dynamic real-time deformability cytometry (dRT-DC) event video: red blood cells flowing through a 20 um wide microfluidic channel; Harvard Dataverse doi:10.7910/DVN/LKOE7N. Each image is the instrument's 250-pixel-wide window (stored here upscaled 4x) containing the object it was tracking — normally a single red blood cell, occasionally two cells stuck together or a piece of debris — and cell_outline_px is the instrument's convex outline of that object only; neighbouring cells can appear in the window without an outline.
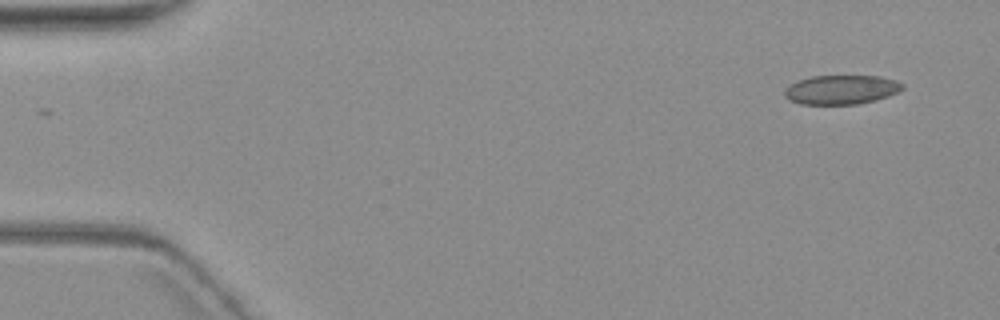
{"species": "common noctule bat (a hibernating species)", "species_latin": "Nyctalus noctula", "temperature_condition": "warm", "stored_images_in_passage": 2, "camera_frame_rate_fps": 3000, "um_per_image_px": 0.085, "animal": {"sex": "female", "body_mass_g": 19.3, "forearm_length_mm": 54.1}, "frame": {"image": 1, "passage_image": 2, "time_ms": 1.333, "image_size_px": [1000, 320], "cell_outline_px": [[904, 88], [888, 96], [876, 100], [856, 104], [800, 104], [788, 100], [784, 96], [784, 92], [792, 84], [800, 80], [812, 76], [880, 76], [896, 80], [904, 84]], "centroid_in_image_um": [71.53, 7.62], "position_along_channel_um": 13.5, "area_um2": 19.94}}